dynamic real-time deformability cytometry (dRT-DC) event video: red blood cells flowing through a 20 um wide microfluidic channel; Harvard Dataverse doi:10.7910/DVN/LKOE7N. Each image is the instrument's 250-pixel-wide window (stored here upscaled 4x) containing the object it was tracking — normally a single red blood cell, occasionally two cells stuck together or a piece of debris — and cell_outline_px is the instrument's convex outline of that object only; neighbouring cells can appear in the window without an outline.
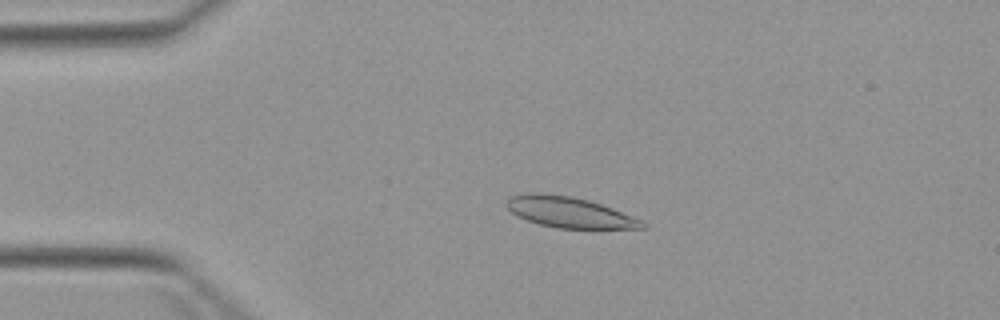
{"species": "Egyptian fruit bat (a non-hibernating species)", "species_latin": "Rousettus aegyptiacus", "temperature_condition": "warm", "stored_images_in_passage": 4, "camera_frame_rate_fps": 3000, "um_per_image_px": 0.085, "animal": {"sex": "female"}, "frame": {"image": 1, "passage_image": 3, "time_ms": 2.667, "image_size_px": [1000, 320], "cell_outline_px": [[648, 228], [556, 228], [540, 224], [516, 216], [504, 204], [512, 196], [528, 192], [540, 192], [572, 196], [588, 200], [612, 208], [640, 220], [648, 224]], "centroid_in_image_um": [48.36, 18.03], "position_along_channel_um": 36.6, "area_um2": 24.16}}